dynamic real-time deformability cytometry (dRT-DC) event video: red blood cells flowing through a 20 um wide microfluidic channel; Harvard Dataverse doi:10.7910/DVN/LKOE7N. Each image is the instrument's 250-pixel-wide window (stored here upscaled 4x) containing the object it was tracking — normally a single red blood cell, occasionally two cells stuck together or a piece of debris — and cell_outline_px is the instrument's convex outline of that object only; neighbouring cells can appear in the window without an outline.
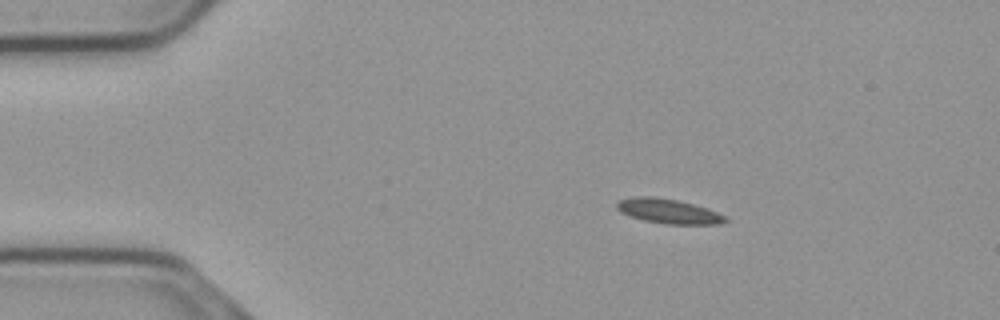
{"species": "common noctule bat (a hibernating species)", "species_latin": "Nyctalus noctula", "temperature_condition": "cold", "stored_images_in_passage": 47, "camera_frame_rate_fps": 3000, "um_per_image_px": 0.085, "animal": {"sex": "male", "body_mass_g": 23.1, "forearm_length_mm": 52.7}, "frame": {"image": 1, "passage_image": 1, "time_ms": 0.0, "image_size_px": [1000, 320], "cell_outline_px": [[728, 220], [720, 224], [668, 224], [644, 220], [620, 212], [616, 208], [616, 204], [620, 200], [636, 196], [652, 196], [676, 200], [708, 208], [728, 216]], "centroid_in_image_um": [56.86, 17.95], "position_along_channel_um": 28.1, "area_um2": 15.49}}
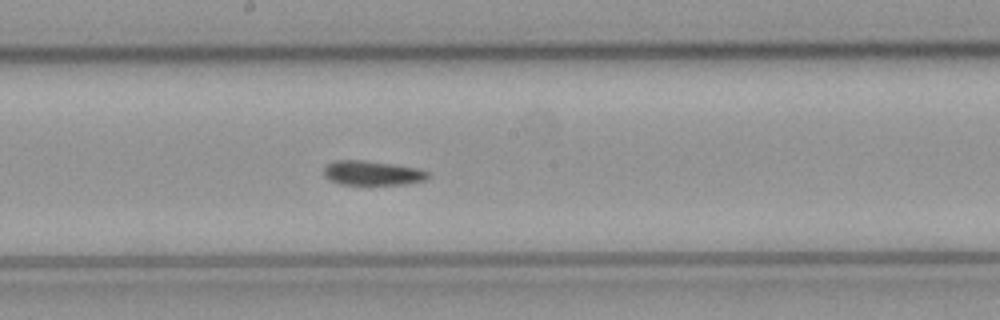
{"frame": {"image": 2, "passage_image": 21, "time_ms": 6.667, "image_size_px": [1000, 320], "cell_outline_px": [[428, 176], [424, 180], [404, 184], [340, 184], [328, 180], [324, 176], [324, 168], [328, 164], [336, 160], [364, 160], [396, 164], [416, 168], [428, 172]], "centroid_in_image_um": [31.6, 14.7], "position_along_channel_um": 216.6, "area_um2": 14.74}}
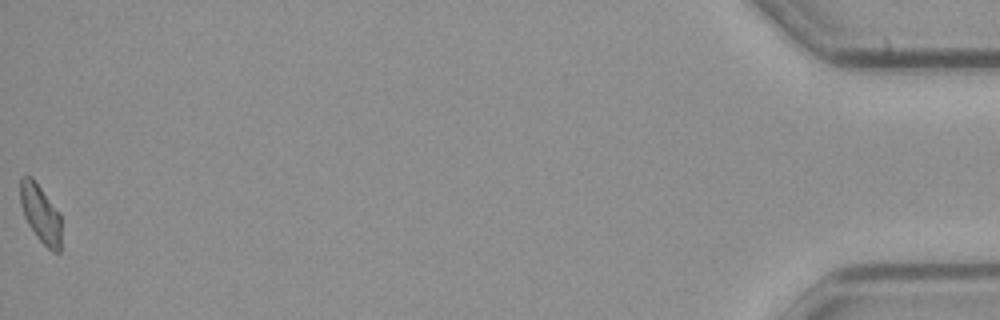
{"frame": {"image": 3, "passage_image": 47, "time_ms": 15.333, "image_size_px": [1000, 320], "cell_outline_px": [[60, 252], [52, 252], [36, 236], [28, 224], [24, 216], [20, 204], [20, 176], [32, 176], [60, 212]], "centroid_in_image_um": [3.43, 18.13], "position_along_channel_um": 431.8, "area_um2": 13.99}, "authors_computed_cell_mechanics": {"area_um2": 14.739, "velocity_mm_per_s": 3.7107, "shape_relaxation_time_tau1_ms": 3.0973, "shape_relaxation_time_tau2_ms": 3.3116, "deformation_change_tau1": 0.098, "deformation_change_tau2": 0.1077}}